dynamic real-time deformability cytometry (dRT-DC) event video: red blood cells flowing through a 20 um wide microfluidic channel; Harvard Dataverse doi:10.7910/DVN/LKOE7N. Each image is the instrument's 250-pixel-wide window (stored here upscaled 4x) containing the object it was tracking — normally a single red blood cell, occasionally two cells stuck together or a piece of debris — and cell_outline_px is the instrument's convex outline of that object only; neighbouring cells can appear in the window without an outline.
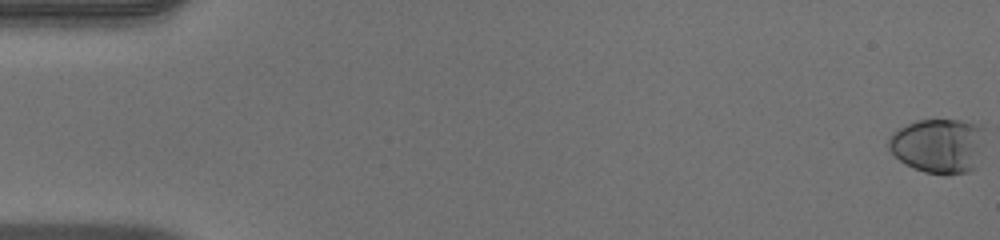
{"species": "human", "species_latin": "Homo sapiens", "temperature_condition": "warm", "stored_images_in_passage": 53, "camera_frame_rate_fps": 3000, "um_per_image_px": 0.085, "donor": {"sex": "male"}, "frame": {"image": 1, "passage_image": 1, "time_ms": 0.0, "image_size_px": [1000, 240], "cell_outline_px": [[984, 128], [976, 168], [968, 172], [948, 176], [944, 176], [924, 172], [900, 160], [888, 148], [888, 140], [904, 124], [916, 120], [960, 120], [984, 124]], "centroid_in_image_um": [79.79, 12.39], "position_along_channel_um": 5.2, "area_um2": 30.75}}
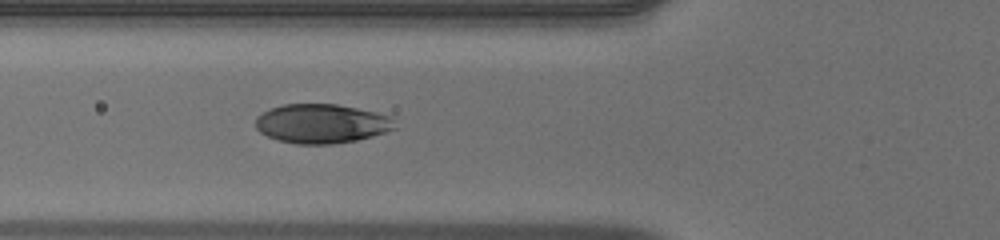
{"frame": {"image": 2, "passage_image": 21, "time_ms": 6.667, "image_size_px": [1000, 240], "cell_outline_px": [[396, 128], [372, 136], [356, 140], [332, 144], [296, 144], [276, 140], [260, 132], [256, 128], [256, 116], [272, 108], [284, 104], [336, 104], [376, 112], [392, 116]], "centroid_in_image_um": [27.33, 10.51], "position_along_channel_um": 98.5, "area_um2": 31.79}}
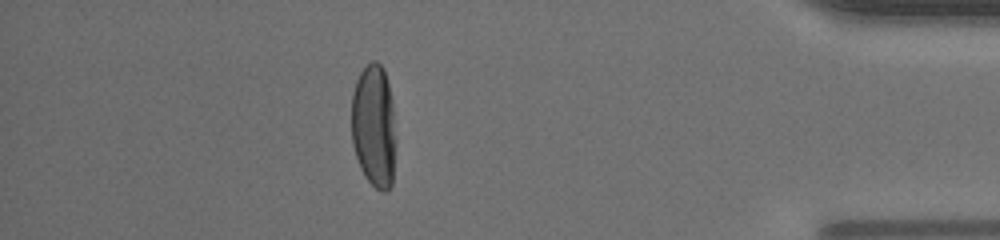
{"frame": {"image": 3, "passage_image": 47, "time_ms": 15.333, "image_size_px": [1000, 240], "cell_outline_px": [[396, 140], [392, 184], [388, 192], [380, 192], [364, 176], [360, 168], [352, 144], [352, 92], [356, 80], [360, 72], [372, 60], [376, 60], [384, 68], [392, 100]], "centroid_in_image_um": [31.79, 10.74], "position_along_channel_um": 403.4, "area_um2": 32.31}, "authors_computed_cell_mechanics": {"area_um2": 32.3102, "velocity_mm_per_s": 4.0021, "shape_relaxation_time_tau1_ms": 3.5781, "shape_relaxation_time_tau2_ms": null, "deformation_change_tau1": 0.1925, "deformation_change_tau2": null}}